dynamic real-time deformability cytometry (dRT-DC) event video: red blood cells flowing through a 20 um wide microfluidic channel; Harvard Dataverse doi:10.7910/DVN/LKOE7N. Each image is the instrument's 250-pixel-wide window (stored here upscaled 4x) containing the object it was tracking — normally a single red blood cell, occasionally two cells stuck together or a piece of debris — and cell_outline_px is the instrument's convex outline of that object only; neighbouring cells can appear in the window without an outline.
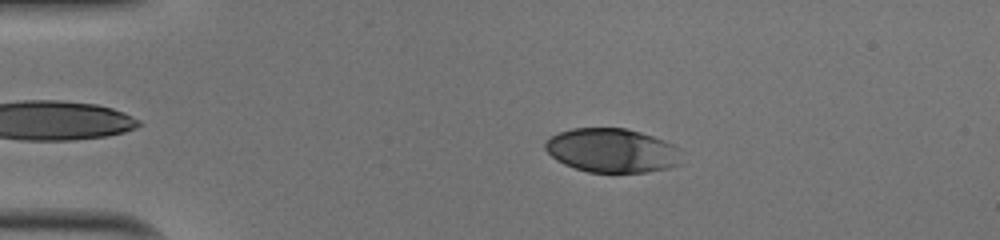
{"species": "human", "species_latin": "Homo sapiens", "temperature_condition": "cold", "stored_images_in_passage": 45, "camera_frame_rate_fps": 3000, "um_per_image_px": 0.085, "donor": {"sex": "male"}, "frame": {"image": 1, "passage_image": 11, "time_ms": 3.333, "image_size_px": [1000, 240], "cell_outline_px": [[680, 164], [668, 168], [644, 172], [588, 172], [564, 164], [556, 160], [544, 148], [544, 140], [560, 132], [572, 128], [624, 128], [640, 132], [664, 140], [672, 144], [676, 148]], "centroid_in_image_um": [51.96, 12.78], "position_along_channel_um": 33.0, "area_um2": 34.68}}
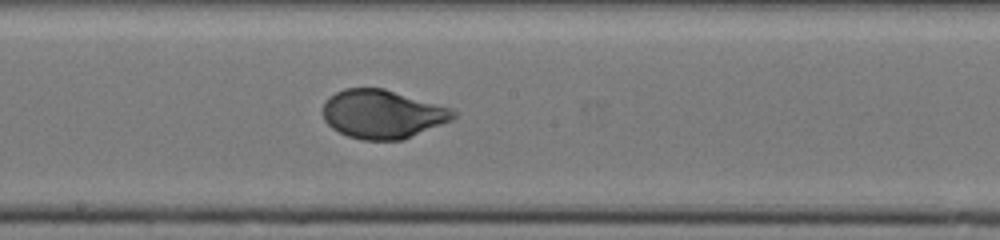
{"frame": {"image": 2, "passage_image": 29, "time_ms": 9.333, "image_size_px": [1000, 240], "cell_outline_px": [[456, 116], [452, 120], [404, 140], [364, 140], [348, 136], [332, 128], [324, 120], [324, 100], [328, 96], [344, 88], [384, 88], [452, 108], [456, 112]], "centroid_in_image_um": [32.52, 9.7], "position_along_channel_um": 215.7, "area_um2": 37.11}}
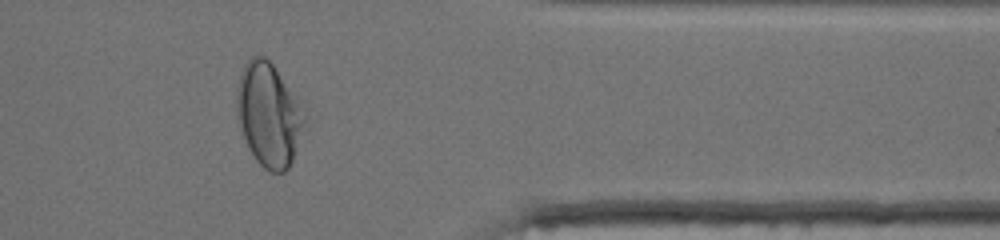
{"frame": {"image": 3, "passage_image": 43, "time_ms": 14.0, "image_size_px": [1000, 240], "cell_outline_px": [[304, 124], [292, 160], [288, 168], [284, 172], [268, 172], [256, 160], [244, 136], [236, 116], [236, 92], [240, 76], [244, 64], [252, 56], [264, 56], [272, 64], [296, 100], [304, 116]], "centroid_in_image_um": [22.79, 9.76], "position_along_channel_um": 388.6, "area_um2": 39.65}, "authors_computed_cell_mechanics": {"area_um2": 36.6452, "velocity_mm_per_s": 3.9969, "shape_relaxation_time_tau1_ms": 3.1048, "shape_relaxation_time_tau2_ms": null, "deformation_change_tau1": 0.1694, "deformation_change_tau2": null}}